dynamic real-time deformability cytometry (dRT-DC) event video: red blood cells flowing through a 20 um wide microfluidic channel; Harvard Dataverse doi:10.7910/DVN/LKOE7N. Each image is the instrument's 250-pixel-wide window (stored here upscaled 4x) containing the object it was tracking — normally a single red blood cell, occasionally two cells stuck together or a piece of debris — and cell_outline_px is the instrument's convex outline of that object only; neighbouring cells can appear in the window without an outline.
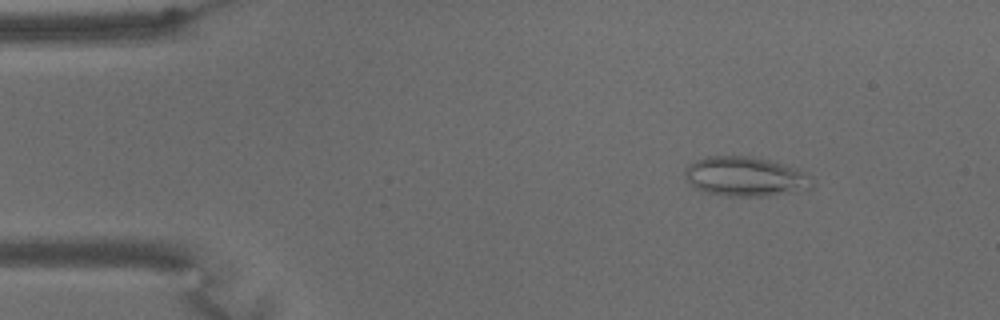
{"species": "common noctule bat (a hibernating species)", "species_latin": "Nyctalus noctula", "temperature_condition": "warm", "stored_images_in_passage": 55, "camera_frame_rate_fps": 3000, "um_per_image_px": 0.085, "animal": {"sex": "male", "body_mass_g": 15.6}, "frame": {"image": 1, "passage_image": 8, "time_ms": 2.333, "image_size_px": [1000, 320], "cell_outline_px": [[816, 184], [812, 188], [768, 196], [728, 196], [704, 192], [688, 184], [684, 176], [684, 168], [688, 164], [696, 160], [708, 156], [748, 156], [768, 160], [796, 168], [812, 176]], "centroid_in_image_um": [63.34, 15.01], "position_along_channel_um": 21.7, "area_um2": 29.59}}
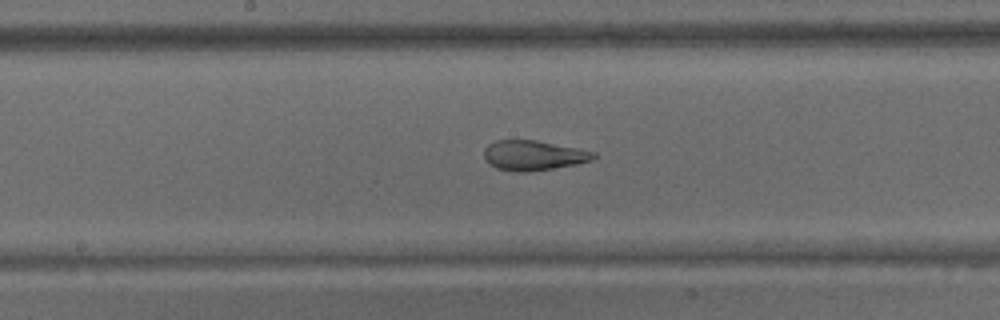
{"frame": {"image": 2, "passage_image": 33, "time_ms": 10.667, "image_size_px": [1000, 320], "cell_outline_px": [[596, 156], [592, 160], [576, 164], [528, 172], [516, 172], [496, 168], [488, 164], [484, 160], [484, 148], [488, 144], [496, 140], [536, 140], [596, 152]], "centroid_in_image_um": [45.29, 13.21], "position_along_channel_um": 202.9, "area_um2": 19.13}}
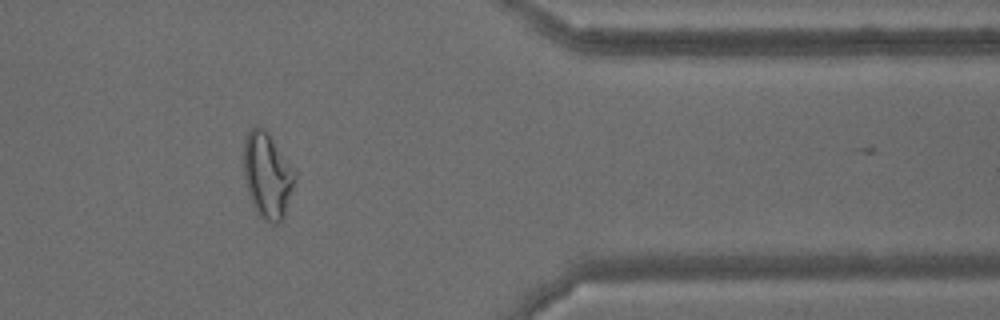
{"frame": {"image": 3, "passage_image": 53, "time_ms": 17.333, "image_size_px": [1000, 320], "cell_outline_px": [[296, 176], [284, 216], [276, 224], [272, 224], [264, 220], [260, 216], [248, 192], [244, 180], [244, 140], [248, 132], [256, 124], [264, 128], [268, 132], [296, 168]], "centroid_in_image_um": [22.74, 14.84], "position_along_channel_um": 388.7, "area_um2": 25.66}}